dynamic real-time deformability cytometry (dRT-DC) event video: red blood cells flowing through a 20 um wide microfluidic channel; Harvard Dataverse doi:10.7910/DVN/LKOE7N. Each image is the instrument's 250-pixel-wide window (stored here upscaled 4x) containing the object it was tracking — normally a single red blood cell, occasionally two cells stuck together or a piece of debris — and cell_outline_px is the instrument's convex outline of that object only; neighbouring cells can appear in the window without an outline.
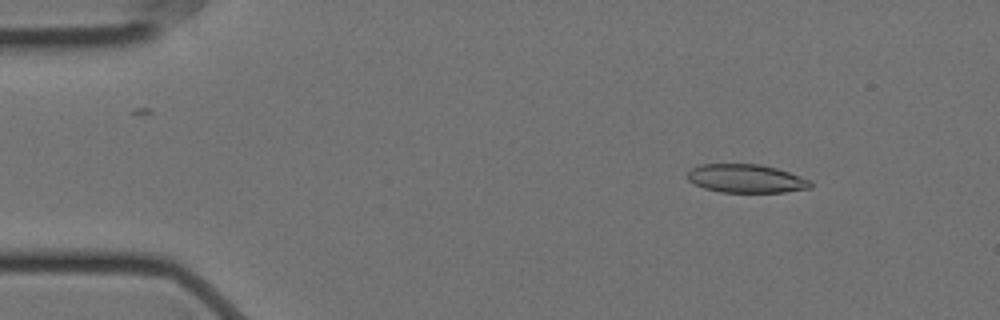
{"species": "Egyptian fruit bat (a non-hibernating species)", "species_latin": "Rousettus aegyptiacus", "temperature_condition": "cold", "stored_images_in_passage": 56, "camera_frame_rate_fps": 3000, "um_per_image_px": 0.085, "animal": {"sex": "female"}, "frame": {"image": 1, "passage_image": 6, "time_ms": 1.667, "image_size_px": [1000, 320], "cell_outline_px": [[812, 188], [784, 192], [720, 192], [704, 188], [688, 180], [688, 172], [692, 168], [700, 164], [760, 164], [776, 168], [812, 180]], "centroid_in_image_um": [63.45, 15.18], "position_along_channel_um": 21.6, "area_um2": 20.4}}
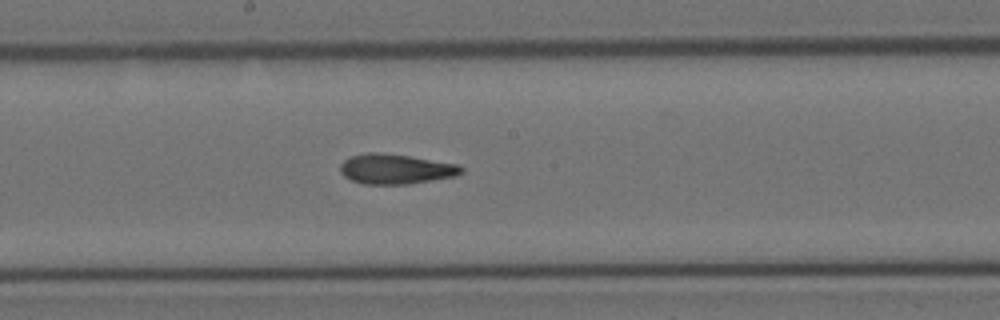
{"frame": {"image": 2, "passage_image": 29, "time_ms": 9.333, "image_size_px": [1000, 320], "cell_outline_px": [[464, 172], [456, 176], [408, 184], [364, 184], [352, 180], [344, 176], [340, 172], [340, 164], [344, 160], [352, 156], [368, 152], [376, 152], [408, 156], [460, 164], [464, 168]], "centroid_in_image_um": [33.66, 14.37], "position_along_channel_um": 214.5, "area_um2": 21.15}}
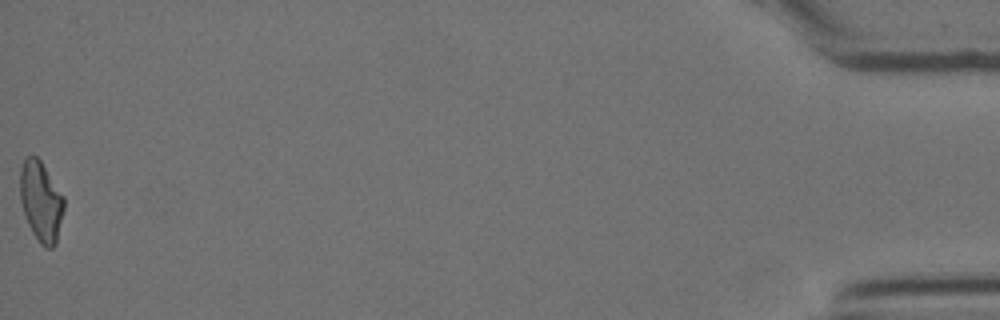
{"frame": {"image": 3, "passage_image": 56, "time_ms": 18.333, "image_size_px": [1000, 320], "cell_outline_px": [[64, 208], [56, 244], [52, 248], [44, 248], [40, 244], [32, 232], [24, 216], [20, 200], [20, 168], [24, 160], [28, 156], [36, 156], [40, 160], [64, 196]], "centroid_in_image_um": [3.48, 17.14], "position_along_channel_um": 431.7, "area_um2": 20.58}, "authors_computed_cell_mechanics": {"area_um2": 21.0681, "velocity_mm_per_s": 3.5369, "shape_relaxation_time_tau1_ms": null, "shape_relaxation_time_tau2_ms": 3.3523, "deformation_change_tau1": null, "deformation_change_tau2": 0.1212}}